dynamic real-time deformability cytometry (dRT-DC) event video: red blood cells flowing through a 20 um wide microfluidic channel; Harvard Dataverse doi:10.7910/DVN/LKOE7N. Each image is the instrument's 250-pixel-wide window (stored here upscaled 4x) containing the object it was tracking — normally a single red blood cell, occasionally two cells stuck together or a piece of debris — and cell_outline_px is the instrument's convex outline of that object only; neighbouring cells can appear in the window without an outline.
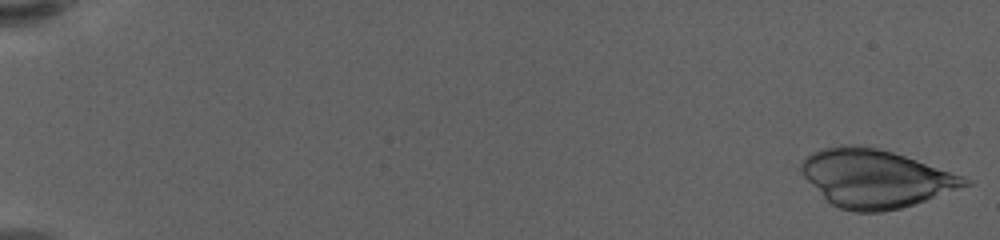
{"species": "human", "species_latin": "Homo sapiens", "temperature_condition": "warm", "stored_images_in_passage": 58, "camera_frame_rate_fps": 3000, "um_per_image_px": 0.085, "donor": {"sex": "female"}, "frame": {"image": 1, "passage_image": 1, "time_ms": 0.0, "image_size_px": [1000, 240], "cell_outline_px": [[972, 184], [900, 208], [880, 212], [856, 212], [840, 208], [832, 204], [800, 172], [800, 168], [804, 160], [812, 152], [824, 148], [840, 144], [856, 144], [876, 148], [892, 152], [964, 176], [972, 180]], "centroid_in_image_um": [74.41, 15.15], "position_along_channel_um": 10.6, "area_um2": 54.39}}
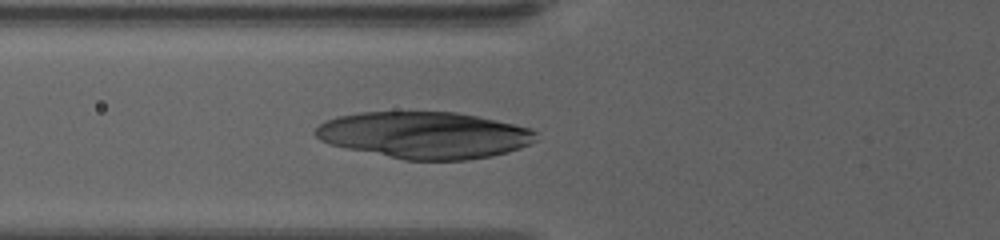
{"frame": {"image": 2, "passage_image": 23, "time_ms": 7.333, "image_size_px": [1000, 240], "cell_outline_px": [[536, 140], [520, 148], [508, 152], [492, 156], [468, 160], [404, 160], [344, 148], [328, 144], [320, 140], [312, 132], [320, 124], [336, 116], [360, 112], [456, 112], [496, 120], [532, 128], [536, 132]], "centroid_in_image_um": [36.06, 11.49], "position_along_channel_um": 89.7, "area_um2": 60.29}}
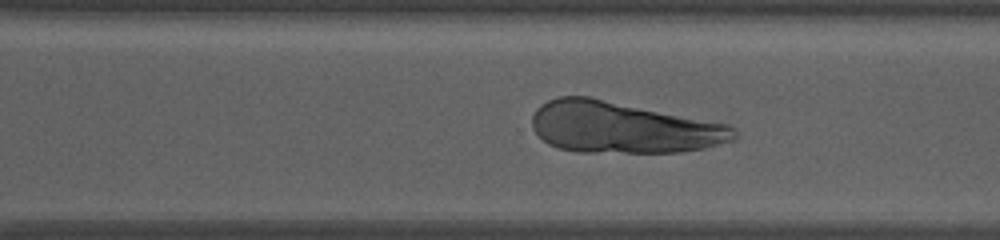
{"frame": {"image": 3, "passage_image": 42, "time_ms": 13.667, "image_size_px": [1000, 240], "cell_outline_px": [[736, 140], [704, 148], [680, 152], [576, 152], [560, 148], [548, 144], [532, 128], [532, 116], [536, 108], [540, 104], [548, 100], [560, 96], [588, 96], [728, 124], [736, 132]], "centroid_in_image_um": [52.93, 10.83], "position_along_channel_um": 317.7, "area_um2": 60.46}}